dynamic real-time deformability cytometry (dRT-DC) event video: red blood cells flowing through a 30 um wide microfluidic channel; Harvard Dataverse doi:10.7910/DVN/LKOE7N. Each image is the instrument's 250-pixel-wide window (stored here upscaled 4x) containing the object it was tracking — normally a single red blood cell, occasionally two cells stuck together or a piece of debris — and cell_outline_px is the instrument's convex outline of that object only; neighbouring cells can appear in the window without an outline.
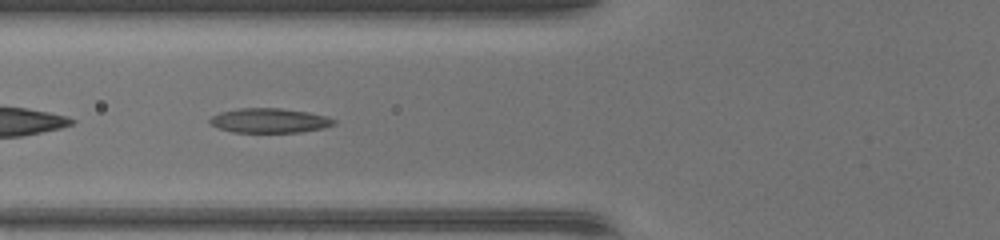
{"species": "common noctule bat (a hibernating species)", "species_latin": "Nyctalus noctula", "temperature_condition": "warm", "stored_images_in_passage": 31, "camera_frame_rate_fps": 3000, "um_per_image_px": 0.085, "animal": {"sex": "female", "body_mass_g": 17.0, "forearm_length_mm": 48.0}, "frame": {"image": 1, "passage_image": 5, "time_ms": 1.333, "image_size_px": [1000, 240], "cell_outline_px": [[336, 124], [324, 128], [300, 132], [232, 132], [220, 128], [212, 124], [208, 120], [212, 116], [220, 112], [240, 108], [280, 108], [308, 112], [328, 116], [336, 120]], "centroid_in_image_um": [22.95, 10.24], "position_along_channel_um": 102.9, "area_um2": 17.74}}
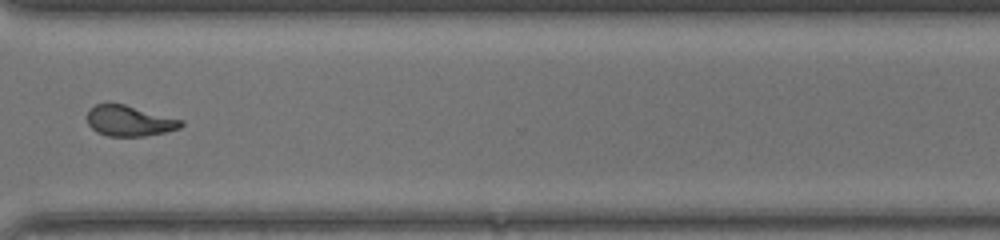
{"frame": {"image": 2, "passage_image": 22, "time_ms": 7.0, "image_size_px": [1000, 240], "cell_outline_px": [[184, 124], [180, 128], [164, 132], [144, 136], [108, 136], [96, 132], [88, 124], [88, 112], [96, 104], [124, 104], [184, 120]], "centroid_in_image_um": [11.02, 10.28], "position_along_channel_um": 359.6, "area_um2": 16.59}}